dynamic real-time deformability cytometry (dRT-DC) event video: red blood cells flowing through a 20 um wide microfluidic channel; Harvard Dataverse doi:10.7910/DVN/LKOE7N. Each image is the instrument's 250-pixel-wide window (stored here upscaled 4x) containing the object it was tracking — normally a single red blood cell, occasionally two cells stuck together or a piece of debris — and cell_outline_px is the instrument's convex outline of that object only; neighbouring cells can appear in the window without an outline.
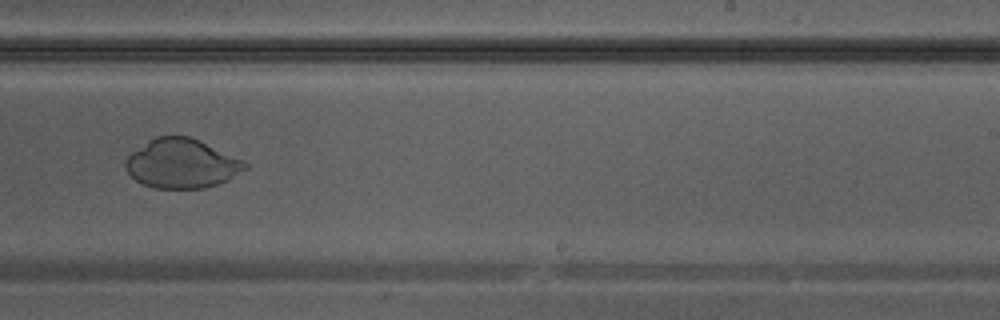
{"species": "Egyptian fruit bat (a non-hibernating species)", "species_latin": "Rousettus aegyptiacus", "temperature_condition": "warm", "stored_images_in_passage": 28, "camera_frame_rate_fps": 3000, "um_per_image_px": 0.085, "animal": {"sex": "male"}, "frame": {"image": 1, "passage_image": 16, "time_ms": 5.0, "image_size_px": [1000, 320], "cell_outline_px": [[248, 168], [228, 180], [204, 188], [156, 188], [144, 184], [136, 180], [124, 168], [124, 160], [132, 152], [148, 140], [156, 136], [188, 136], [200, 140], [244, 160], [248, 164]], "centroid_in_image_um": [15.45, 13.89], "position_along_channel_um": 273.5, "area_um2": 34.33}}